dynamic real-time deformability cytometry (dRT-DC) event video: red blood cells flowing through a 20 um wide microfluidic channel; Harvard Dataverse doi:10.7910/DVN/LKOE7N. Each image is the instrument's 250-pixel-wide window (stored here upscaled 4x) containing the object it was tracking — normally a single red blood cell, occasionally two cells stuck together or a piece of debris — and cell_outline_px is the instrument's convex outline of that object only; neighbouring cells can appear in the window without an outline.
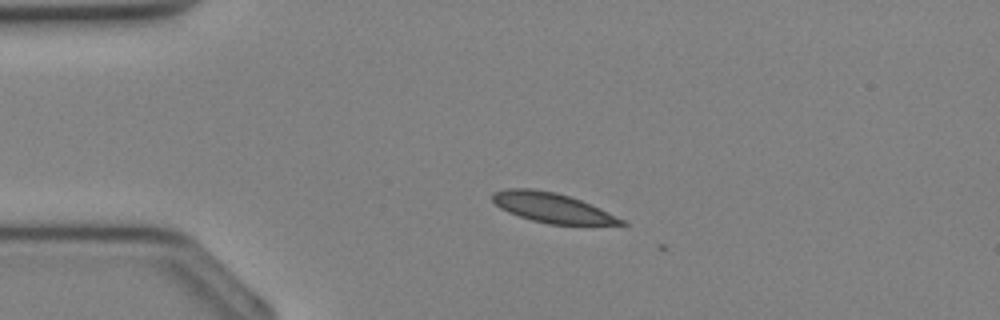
{"species": "Egyptian fruit bat (a non-hibernating species)", "species_latin": "Rousettus aegyptiacus", "temperature_condition": "cold", "stored_images_in_passage": 7, "camera_frame_rate_fps": 3000, "um_per_image_px": 0.085, "animal": {"sex": "female"}, "frame": {"image": 1, "passage_image": 3, "time_ms": 0.667, "image_size_px": [1000, 320], "cell_outline_px": [[628, 224], [548, 224], [532, 220], [508, 212], [500, 208], [492, 200], [492, 192], [504, 188], [532, 188], [556, 192], [580, 200], [600, 208], [624, 220]], "centroid_in_image_um": [46.87, 17.63], "position_along_channel_um": 38.1, "area_um2": 22.08}}